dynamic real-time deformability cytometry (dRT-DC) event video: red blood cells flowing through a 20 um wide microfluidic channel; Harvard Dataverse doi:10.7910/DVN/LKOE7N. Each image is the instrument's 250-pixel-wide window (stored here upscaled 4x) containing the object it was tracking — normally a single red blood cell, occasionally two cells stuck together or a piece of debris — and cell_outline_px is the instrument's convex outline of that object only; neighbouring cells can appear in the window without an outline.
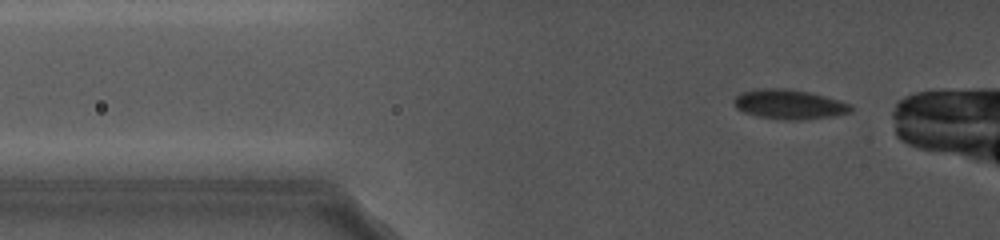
{"species": "common noctule bat (a hibernating species)", "species_latin": "Nyctalus noctula", "temperature_condition": "cold", "stored_images_in_passage": 8, "camera_frame_rate_fps": 5000, "um_per_image_px": 0.085, "animal": {"sex": "female", "body_mass_g": 19.0, "forearm_length_mm": 56.7}, "frame": {"image": 1, "passage_image": 3, "time_ms": 0.8, "image_size_px": [1000, 240], "cell_outline_px": [[852, 112], [832, 116], [796, 120], [792, 120], [760, 116], [744, 112], [736, 108], [732, 100], [736, 96], [744, 92], [760, 88], [784, 88], [808, 92], [840, 100], [852, 104]], "centroid_in_image_um": [67.1, 8.86], "position_along_channel_um": 58.7, "area_um2": 19.88}}
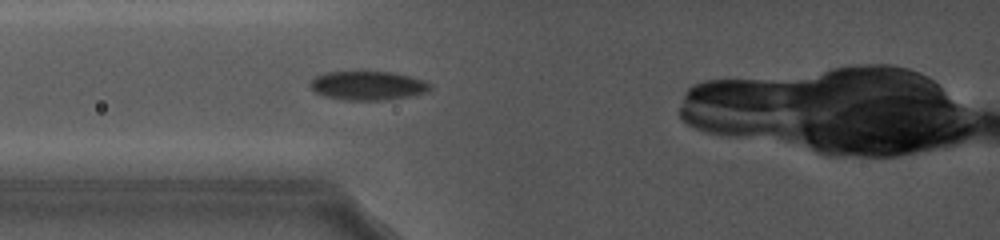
{"frame": {"image": 2, "passage_image": 8, "time_ms": 3.0, "image_size_px": [1000, 240], "cell_outline_px": [[432, 88], [424, 92], [404, 96], [380, 100], [344, 100], [324, 96], [316, 92], [308, 84], [312, 76], [324, 72], [360, 68], [364, 68], [392, 72], [424, 80], [432, 84]], "centroid_in_image_um": [31.15, 7.2], "position_along_channel_um": 94.6, "area_um2": 21.1}}